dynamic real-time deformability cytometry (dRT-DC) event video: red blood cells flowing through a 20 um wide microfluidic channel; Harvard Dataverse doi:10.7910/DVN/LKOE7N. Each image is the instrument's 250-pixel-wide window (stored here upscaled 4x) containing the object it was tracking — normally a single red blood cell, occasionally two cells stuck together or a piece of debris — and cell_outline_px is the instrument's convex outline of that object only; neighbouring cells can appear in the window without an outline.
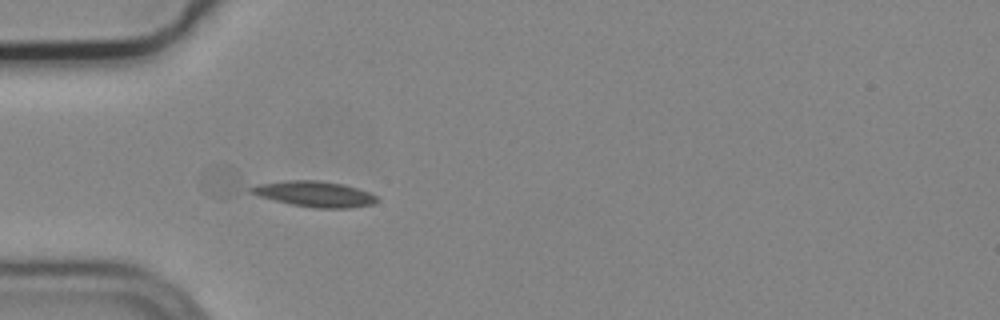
{"species": "common noctule bat (a hibernating species)", "species_latin": "Nyctalus noctula", "temperature_condition": "cold", "stored_images_in_passage": 5, "camera_frame_rate_fps": 3000, "um_per_image_px": 0.085, "animal": {"sex": "male", "body_mass_g": 19.2, "forearm_length_mm": 51.8}, "frame": {"image": 1, "passage_image": 5, "time_ms": 1.333, "image_size_px": [1000, 320], "cell_outline_px": [[380, 200], [372, 204], [352, 208], [316, 208], [292, 204], [260, 196], [248, 192], [248, 188], [260, 184], [284, 180], [316, 180], [344, 184], [368, 192], [376, 196]], "centroid_in_image_um": [26.76, 16.48], "position_along_channel_um": 58.2, "area_um2": 18.67}}